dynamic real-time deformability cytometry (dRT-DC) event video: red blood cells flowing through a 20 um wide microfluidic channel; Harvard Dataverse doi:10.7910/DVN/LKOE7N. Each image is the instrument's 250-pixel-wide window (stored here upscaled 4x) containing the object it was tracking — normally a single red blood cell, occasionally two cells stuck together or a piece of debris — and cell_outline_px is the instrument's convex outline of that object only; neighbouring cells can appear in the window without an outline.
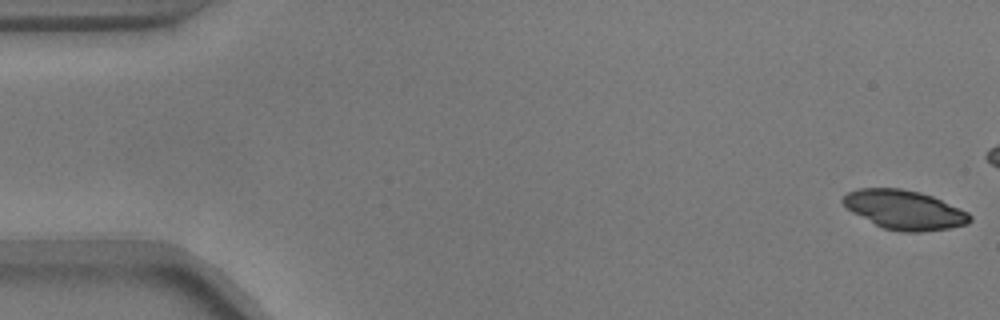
{"species": "common noctule bat (a hibernating species)", "species_latin": "Nyctalus noctula", "temperature_condition": "warm", "stored_images_in_passage": 11, "camera_frame_rate_fps": 3000, "um_per_image_px": 0.085, "animal": {"sex": "male", "body_mass_g": 17.9}, "frame": {"image": 1, "passage_image": 1, "time_ms": 0.0, "image_size_px": [1000, 320], "cell_outline_px": [[972, 220], [968, 224], [948, 228], [924, 232], [900, 232], [884, 228], [852, 212], [840, 200], [848, 192], [860, 188], [900, 188], [920, 192], [932, 196], [960, 208], [968, 212], [972, 216]], "centroid_in_image_um": [76.9, 17.83], "position_along_channel_um": 8.1, "area_um2": 28.9}}